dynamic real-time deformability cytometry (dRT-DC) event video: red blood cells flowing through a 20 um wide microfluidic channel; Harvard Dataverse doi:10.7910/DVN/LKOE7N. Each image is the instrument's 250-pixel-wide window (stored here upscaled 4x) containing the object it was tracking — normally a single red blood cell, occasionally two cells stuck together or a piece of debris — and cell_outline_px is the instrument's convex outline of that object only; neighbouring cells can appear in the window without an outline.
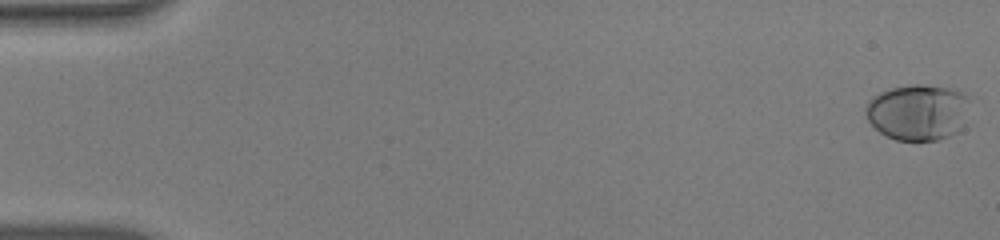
{"species": "human", "species_latin": "Homo sapiens", "temperature_condition": "warm", "stored_images_in_passage": 55, "camera_frame_rate_fps": 3000, "um_per_image_px": 0.085, "donor": {"sex": "male"}, "frame": {"image": 1, "passage_image": 1, "time_ms": 0.0, "image_size_px": [1000, 240], "cell_outline_px": [[968, 100], [960, 132], [936, 140], [896, 140], [880, 132], [868, 120], [864, 108], [868, 100], [872, 96], [888, 88], [912, 84], [924, 84], [956, 88], [968, 96]], "centroid_in_image_um": [77.99, 9.5], "position_along_channel_um": 7.0, "area_um2": 34.16}}
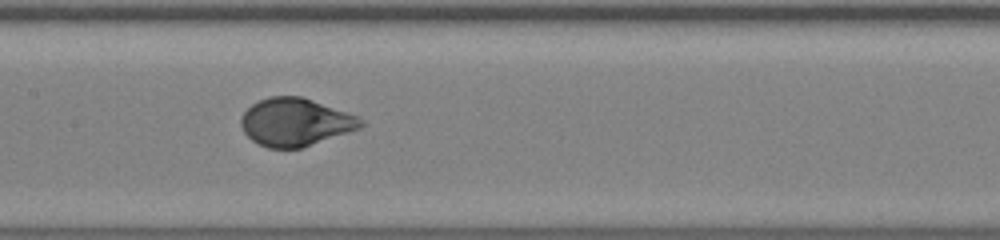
{"frame": {"image": 2, "passage_image": 28, "time_ms": 9.0, "image_size_px": [1000, 240], "cell_outline_px": [[364, 124], [360, 128], [300, 148], [268, 148], [252, 140], [244, 132], [240, 124], [240, 116], [252, 104], [268, 96], [300, 96], [360, 116], [364, 120]], "centroid_in_image_um": [25.1, 10.37], "position_along_channel_um": 182.3, "area_um2": 33.23}}
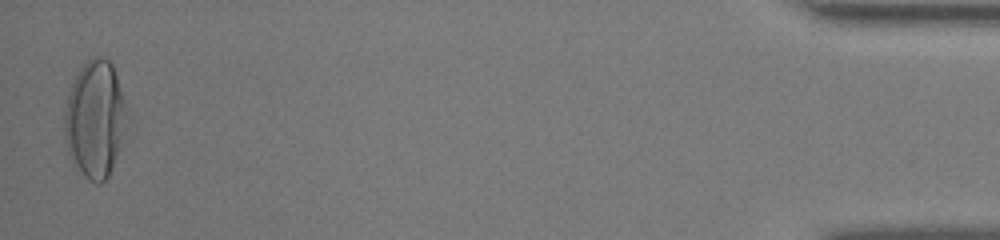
{"frame": {"image": 3, "passage_image": 54, "time_ms": 17.667, "image_size_px": [1000, 240], "cell_outline_px": [[124, 116], [120, 136], [116, 152], [108, 176], [100, 184], [96, 184], [88, 180], [84, 176], [68, 156], [64, 140], [64, 112], [68, 96], [72, 84], [80, 68], [92, 56], [104, 56], [112, 64], [116, 76], [124, 104]], "centroid_in_image_um": [7.99, 10.12], "position_along_channel_um": 427.2, "area_um2": 41.21}, "authors_computed_cell_mechanics": {"area_um2": 33.235, "velocity_mm_per_s": 3.8521, "shape_relaxation_time_tau1_ms": 3.4112, "shape_relaxation_time_tau2_ms": null, "deformation_change_tau1": 0.2193, "deformation_change_tau2": null}}